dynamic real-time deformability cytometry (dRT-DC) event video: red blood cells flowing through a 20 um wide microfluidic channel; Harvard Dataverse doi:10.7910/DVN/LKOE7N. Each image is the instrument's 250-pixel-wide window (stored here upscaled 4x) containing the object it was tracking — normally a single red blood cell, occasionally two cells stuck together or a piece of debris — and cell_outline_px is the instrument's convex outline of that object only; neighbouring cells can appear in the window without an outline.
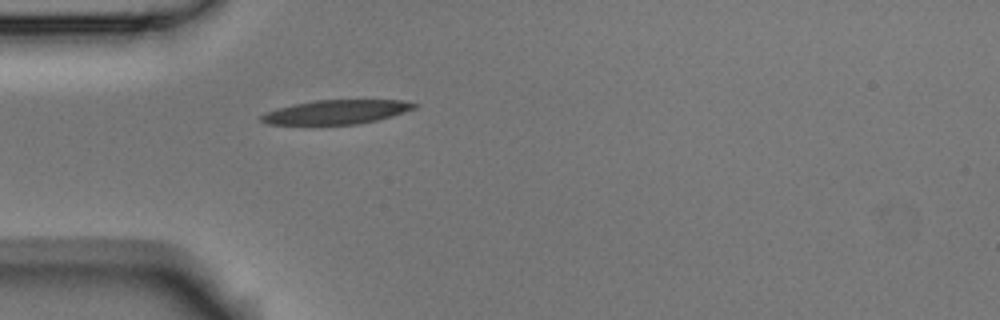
{"species": "Egyptian fruit bat (a non-hibernating species)", "species_latin": "Rousettus aegyptiacus", "temperature_condition": "room temperature", "stored_images_in_passage": 5, "camera_frame_rate_fps": 3000, "um_per_image_px": 0.085, "animal": {"sex": "male"}, "frame": {"image": 1, "passage_image": 5, "time_ms": 1.333, "image_size_px": [1000, 320], "cell_outline_px": [[420, 104], [416, 108], [392, 116], [376, 120], [356, 124], [268, 124], [260, 120], [260, 116], [276, 108], [292, 104], [316, 100], [400, 100]], "centroid_in_image_um": [28.61, 9.51], "position_along_channel_um": 56.4, "area_um2": 21.33}}